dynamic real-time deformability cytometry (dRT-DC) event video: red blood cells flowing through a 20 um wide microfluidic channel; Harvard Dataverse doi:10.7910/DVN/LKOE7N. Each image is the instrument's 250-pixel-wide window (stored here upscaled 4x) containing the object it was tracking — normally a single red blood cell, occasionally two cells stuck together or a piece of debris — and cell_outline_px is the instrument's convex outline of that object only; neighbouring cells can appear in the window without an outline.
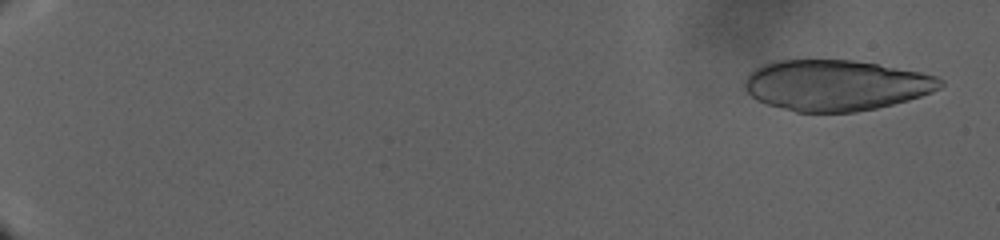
{"species": "human", "species_latin": "Homo sapiens", "temperature_condition": "warm", "stored_images_in_passage": 46, "camera_frame_rate_fps": 3000, "um_per_image_px": 0.085, "donor": {"sex": "male"}, "frame": {"image": 1, "passage_image": 5, "time_ms": 1.333, "image_size_px": [1000, 240], "cell_outline_px": [[944, 84], [940, 88], [932, 92], [908, 100], [876, 108], [856, 112], [796, 112], [768, 104], [756, 100], [744, 88], [744, 80], [752, 68], [760, 64], [772, 60], [852, 60], [876, 64], [920, 72], [936, 76], [944, 80]], "centroid_in_image_um": [71.01, 7.24], "position_along_channel_um": 14.0, "area_um2": 58.09}}
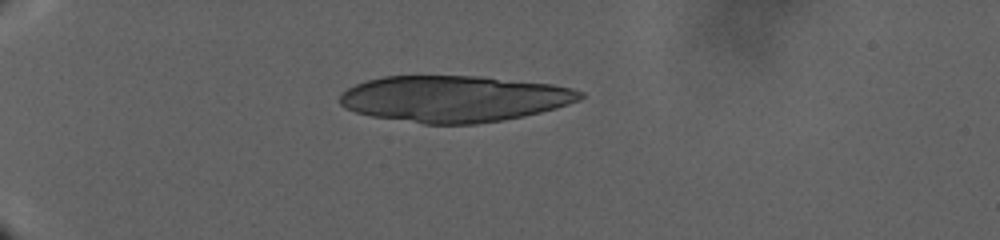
{"frame": {"image": 2, "passage_image": 40, "time_ms": 11.667, "image_size_px": [1000, 240], "cell_outline_px": [[584, 96], [580, 100], [556, 108], [524, 116], [504, 120], [476, 124], [424, 124], [372, 116], [356, 112], [344, 108], [340, 104], [340, 92], [356, 84], [368, 80], [384, 76], [480, 76], [552, 84], [572, 88], [584, 92]], "centroid_in_image_um": [38.6, 8.39], "position_along_channel_um": 46.4, "area_um2": 65.08}}